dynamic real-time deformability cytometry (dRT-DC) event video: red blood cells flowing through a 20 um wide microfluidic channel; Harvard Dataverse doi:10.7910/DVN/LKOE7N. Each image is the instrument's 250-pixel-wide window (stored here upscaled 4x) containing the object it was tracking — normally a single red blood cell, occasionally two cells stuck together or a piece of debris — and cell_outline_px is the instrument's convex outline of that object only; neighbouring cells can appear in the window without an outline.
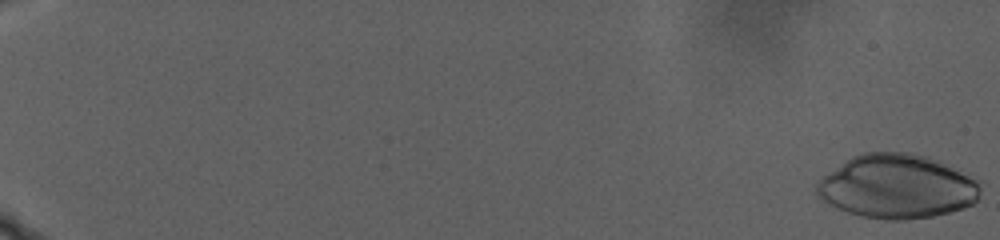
{"species": "human", "species_latin": "Homo sapiens", "temperature_condition": "warm", "stored_images_in_passage": 102, "camera_frame_rate_fps": 3000, "um_per_image_px": 0.085, "donor": {"sex": "male"}, "frame": {"image": 1, "passage_image": 1, "time_ms": 0.0, "image_size_px": [1000, 240], "cell_outline_px": [[984, 180], [980, 192], [976, 200], [972, 204], [964, 208], [932, 216], [904, 220], [888, 220], [860, 216], [836, 208], [828, 204], [816, 196], [816, 184], [824, 176], [852, 156], [864, 152], [908, 152], [928, 156], [940, 160], [968, 172]], "centroid_in_image_um": [76.33, 15.84], "position_along_channel_um": 8.7, "area_um2": 61.9}}
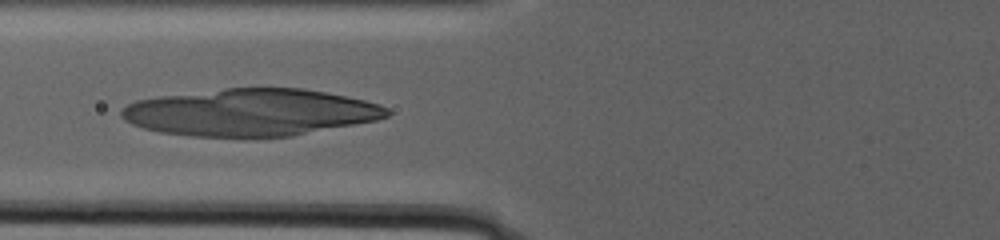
{"frame": {"image": 2, "passage_image": 48, "time_ms": 15.667, "image_size_px": [1000, 240], "cell_outline_px": [[392, 112], [388, 116], [376, 120], [292, 136], [192, 136], [160, 132], [144, 128], [132, 124], [124, 120], [120, 116], [120, 112], [128, 104], [136, 100], [160, 96], [224, 88], [300, 88], [324, 92], [364, 100], [380, 104], [388, 108]], "centroid_in_image_um": [21.29, 9.55], "position_along_channel_um": 104.5, "area_um2": 72.42}}
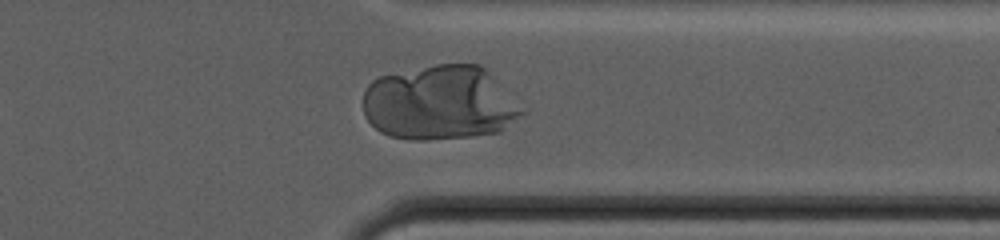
{"frame": {"image": 3, "passage_image": 85, "time_ms": 28.0, "image_size_px": [1000, 240], "cell_outline_px": [[524, 112], [500, 132], [472, 136], [424, 140], [408, 140], [388, 136], [380, 132], [364, 116], [364, 88], [372, 80], [380, 76], [436, 64], [480, 64], [488, 72]], "centroid_in_image_um": [37.31, 8.76], "position_along_channel_um": 374.1, "area_um2": 68.44}}